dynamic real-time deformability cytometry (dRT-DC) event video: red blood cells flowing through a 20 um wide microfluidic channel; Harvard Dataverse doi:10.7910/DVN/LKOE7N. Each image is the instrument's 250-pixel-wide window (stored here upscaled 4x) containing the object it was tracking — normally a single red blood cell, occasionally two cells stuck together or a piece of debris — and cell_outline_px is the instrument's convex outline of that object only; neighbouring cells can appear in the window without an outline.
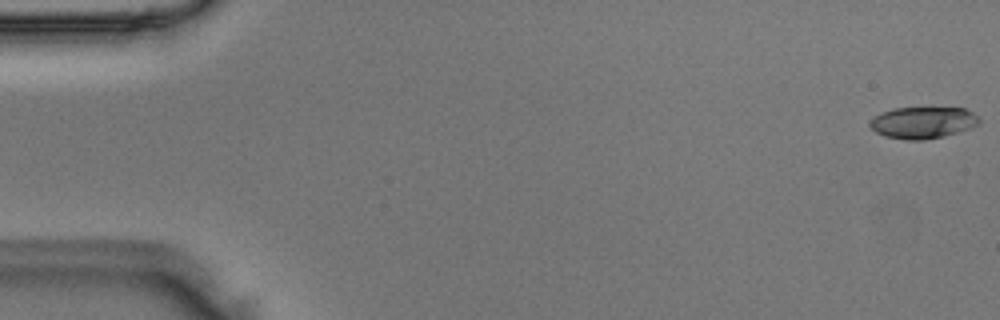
{"species": "Egyptian fruit bat (a non-hibernating species)", "species_latin": "Rousettus aegyptiacus", "temperature_condition": "room temperature", "stored_images_in_passage": 15, "camera_frame_rate_fps": 3000, "um_per_image_px": 0.085, "animal": {"sex": "male"}, "frame": {"image": 1, "passage_image": 1, "time_ms": 0.0, "image_size_px": [1000, 320], "cell_outline_px": [[980, 124], [944, 136], [924, 140], [904, 140], [884, 136], [876, 132], [868, 124], [880, 112], [892, 108], [964, 108], [980, 116]], "centroid_in_image_um": [78.44, 10.42], "position_along_channel_um": 6.6, "area_um2": 20.17}}
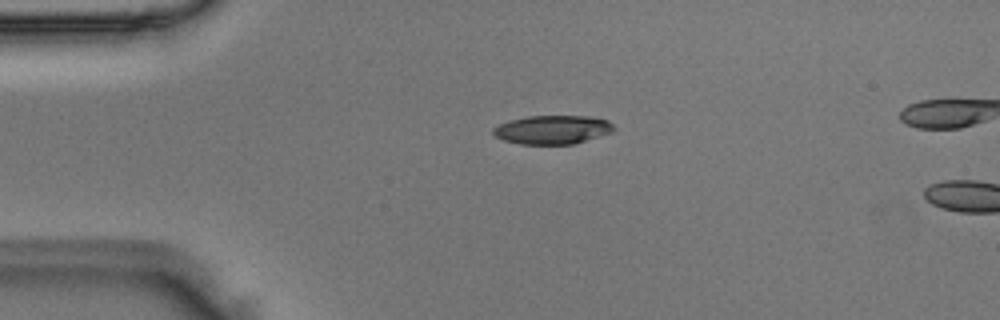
{"frame": {"image": 2, "passage_image": 12, "time_ms": 3.667, "image_size_px": [1000, 320], "cell_outline_px": [[616, 128], [612, 132], [600, 136], [572, 144], [520, 144], [504, 140], [496, 136], [492, 132], [492, 128], [500, 124], [512, 120], [528, 116], [592, 116], [608, 120]], "centroid_in_image_um": [46.99, 11.02], "position_along_channel_um": 38.0, "area_um2": 20.11}}